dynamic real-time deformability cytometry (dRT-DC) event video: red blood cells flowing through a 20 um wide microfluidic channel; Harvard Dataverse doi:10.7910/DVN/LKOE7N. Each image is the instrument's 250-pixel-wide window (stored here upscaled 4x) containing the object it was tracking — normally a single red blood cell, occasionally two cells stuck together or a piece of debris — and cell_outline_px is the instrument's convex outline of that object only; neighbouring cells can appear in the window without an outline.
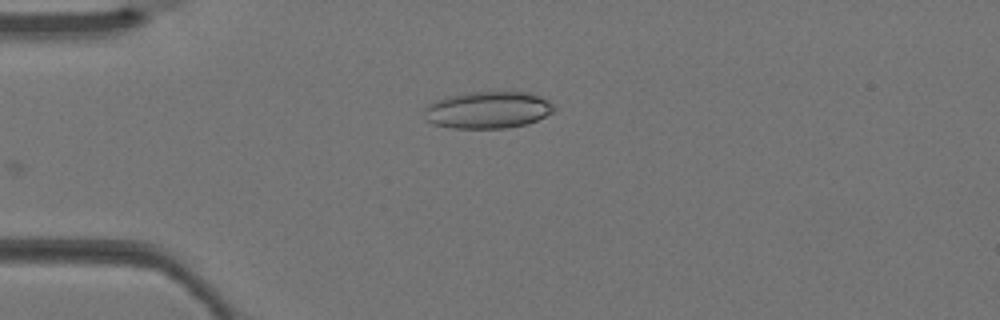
{"species": "Egyptian fruit bat (a non-hibernating species)", "species_latin": "Rousettus aegyptiacus", "temperature_condition": "warm", "stored_images_in_passage": 5, "camera_frame_rate_fps": 3000, "um_per_image_px": 0.085, "animal": {"sex": "female"}, "frame": {"image": 1, "passage_image": 5, "time_ms": 1.333, "image_size_px": [1000, 320], "cell_outline_px": [[556, 108], [552, 112], [528, 124], [504, 128], [452, 128], [432, 124], [424, 120], [424, 108], [428, 104], [444, 96], [468, 92], [528, 92], [540, 96], [548, 100]], "centroid_in_image_um": [41.41, 9.34], "position_along_channel_um": 43.6, "area_um2": 28.21}}